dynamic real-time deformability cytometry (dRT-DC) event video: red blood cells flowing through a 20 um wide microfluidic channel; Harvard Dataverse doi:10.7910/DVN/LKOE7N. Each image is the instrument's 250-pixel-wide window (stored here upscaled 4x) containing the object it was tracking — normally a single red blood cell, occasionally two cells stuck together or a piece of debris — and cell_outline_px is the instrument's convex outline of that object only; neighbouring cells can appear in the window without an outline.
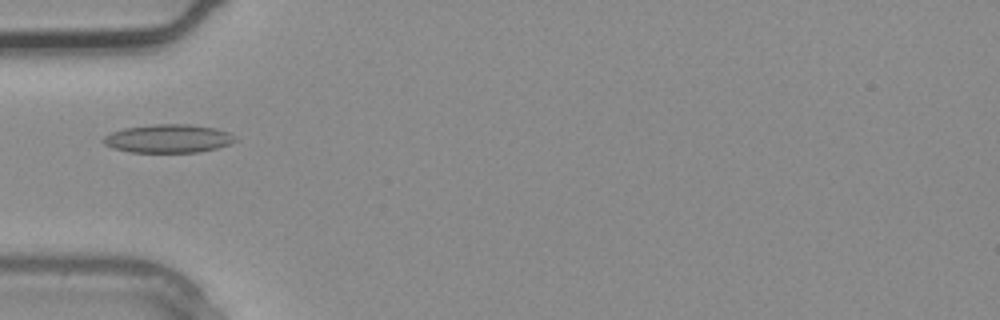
{"species": "common noctule bat (a hibernating species)", "species_latin": "Nyctalus noctula", "temperature_condition": "warm", "stored_images_in_passage": 1, "camera_frame_rate_fps": 3000, "um_per_image_px": 0.085, "animal": {"sex": "male", "body_mass_g": 20.4}, "frame": {"image": 1, "passage_image": 1, "time_ms": 0.0, "image_size_px": [1000, 320], "cell_outline_px": [[240, 140], [216, 148], [200, 152], [132, 152], [112, 148], [104, 144], [100, 140], [104, 136], [112, 132], [124, 128], [152, 124], [188, 124], [216, 128], [228, 132]], "centroid_in_image_um": [14.29, 11.77], "position_along_channel_um": 70.7, "area_um2": 21.91}}